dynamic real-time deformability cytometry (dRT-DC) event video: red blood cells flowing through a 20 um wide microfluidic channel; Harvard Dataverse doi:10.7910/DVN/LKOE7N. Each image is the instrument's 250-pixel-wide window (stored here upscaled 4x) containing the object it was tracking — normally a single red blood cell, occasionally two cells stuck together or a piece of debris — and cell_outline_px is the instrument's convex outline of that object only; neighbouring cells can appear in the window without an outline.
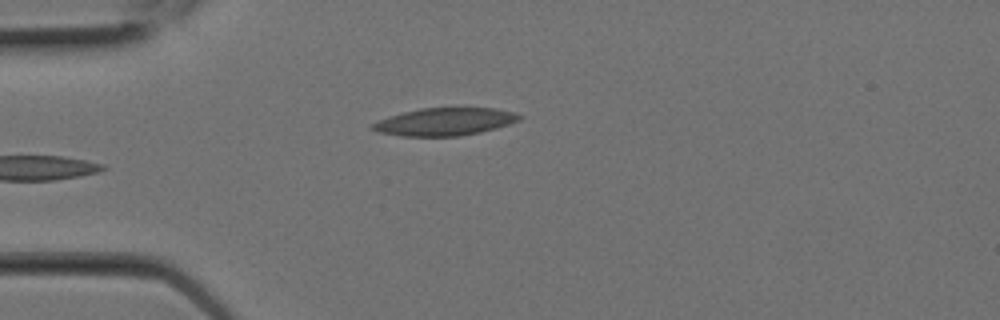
{"species": "Egyptian fruit bat (a non-hibernating species)", "species_latin": "Rousettus aegyptiacus", "temperature_condition": "room temperature", "stored_images_in_passage": 8, "camera_frame_rate_fps": 3000, "um_per_image_px": 0.085, "animal": {"sex": "female"}, "frame": {"image": 1, "passage_image": 8, "time_ms": 2.333, "image_size_px": [1000, 320], "cell_outline_px": [[524, 116], [520, 120], [496, 128], [480, 132], [460, 136], [400, 136], [376, 132], [368, 128], [372, 124], [388, 116], [420, 108], [496, 108], [512, 112]], "centroid_in_image_um": [37.78, 10.35], "position_along_channel_um": 47.2, "area_um2": 23.7}}